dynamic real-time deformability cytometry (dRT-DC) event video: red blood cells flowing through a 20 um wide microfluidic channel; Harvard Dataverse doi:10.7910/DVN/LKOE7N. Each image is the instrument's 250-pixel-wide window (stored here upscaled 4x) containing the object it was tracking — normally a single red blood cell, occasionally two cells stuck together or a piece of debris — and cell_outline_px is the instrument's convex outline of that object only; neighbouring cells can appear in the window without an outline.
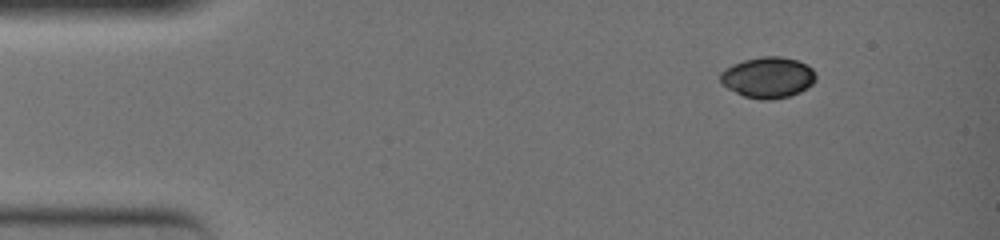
{"species": "common noctule bat (a hibernating species)", "species_latin": "Nyctalus noctula", "temperature_condition": "warm", "stored_images_in_passage": 44, "camera_frame_rate_fps": 3000, "um_per_image_px": 0.085, "animal": {"sex": "female", "body_mass_g": 19.0, "forearm_length_mm": 51.5}, "frame": {"image": 1, "passage_image": 1, "time_ms": 0.0, "image_size_px": [1000, 240], "cell_outline_px": [[816, 80], [808, 88], [800, 92], [788, 96], [772, 100], [760, 100], [744, 96], [728, 88], [720, 80], [720, 72], [724, 68], [732, 64], [744, 60], [760, 56], [780, 56], [796, 60], [808, 64], [812, 68], [816, 76]], "centroid_in_image_um": [65.29, 6.58], "position_along_channel_um": 19.7, "area_um2": 22.95}}
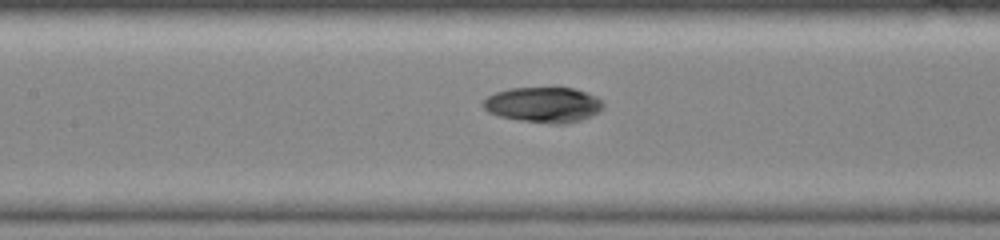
{"frame": {"image": 2, "passage_image": 19, "time_ms": 6.0, "image_size_px": [1000, 240], "cell_outline_px": [[604, 108], [600, 112], [592, 116], [568, 124], [556, 124], [520, 120], [500, 116], [488, 112], [480, 104], [488, 96], [496, 92], [508, 88], [572, 88], [596, 96], [604, 100]], "centroid_in_image_um": [46.22, 8.91], "position_along_channel_um": 161.2, "area_um2": 24.91}}
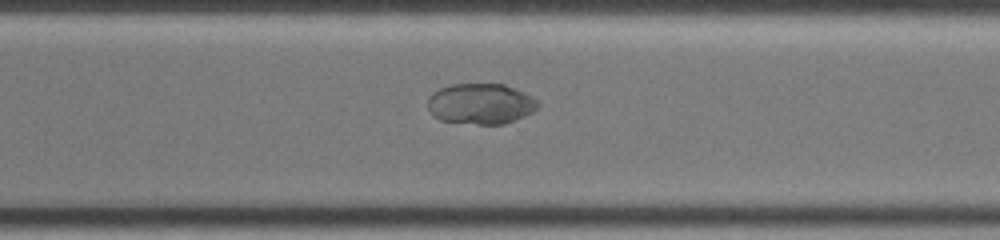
{"frame": {"image": 3, "passage_image": 32, "time_ms": 10.333, "image_size_px": [1000, 240], "cell_outline_px": [[540, 104], [532, 112], [524, 116], [504, 124], [476, 124], [440, 120], [432, 116], [428, 108], [428, 96], [432, 92], [440, 88], [452, 84], [504, 84], [524, 92], [540, 100]], "centroid_in_image_um": [40.85, 8.82], "position_along_channel_um": 329.7, "area_um2": 26.3}}